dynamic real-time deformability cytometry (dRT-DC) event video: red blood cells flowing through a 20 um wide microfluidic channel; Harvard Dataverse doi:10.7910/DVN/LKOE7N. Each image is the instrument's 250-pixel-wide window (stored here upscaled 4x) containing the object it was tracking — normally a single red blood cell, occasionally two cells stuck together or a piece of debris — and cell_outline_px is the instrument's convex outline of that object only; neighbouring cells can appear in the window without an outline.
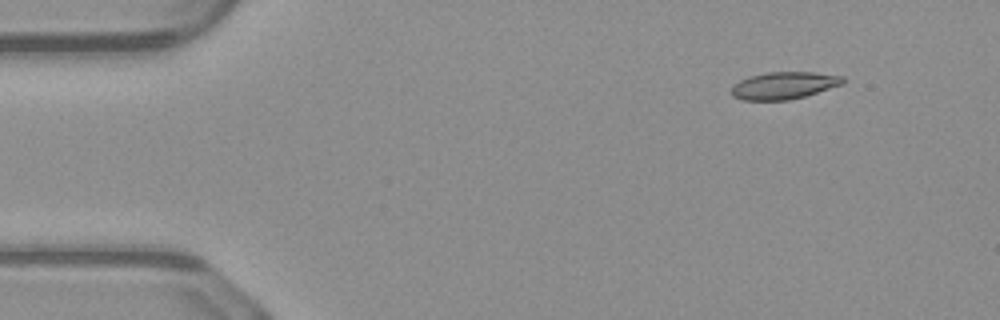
{"species": "common noctule bat (a hibernating species)", "species_latin": "Nyctalus noctula", "temperature_condition": "warm", "stored_images_in_passage": 45, "camera_frame_rate_fps": 3000, "um_per_image_px": 0.085, "animal": {"sex": "male", "body_mass_g": 23.1, "forearm_length_mm": 52.7}, "frame": {"image": 1, "passage_image": 1, "time_ms": 0.0, "image_size_px": [1000, 320], "cell_outline_px": [[844, 84], [804, 96], [788, 100], [740, 100], [732, 96], [732, 84], [748, 76], [768, 72], [816, 72], [844, 76]], "centroid_in_image_um": [66.62, 7.26], "position_along_channel_um": 18.4, "area_um2": 17.8}}
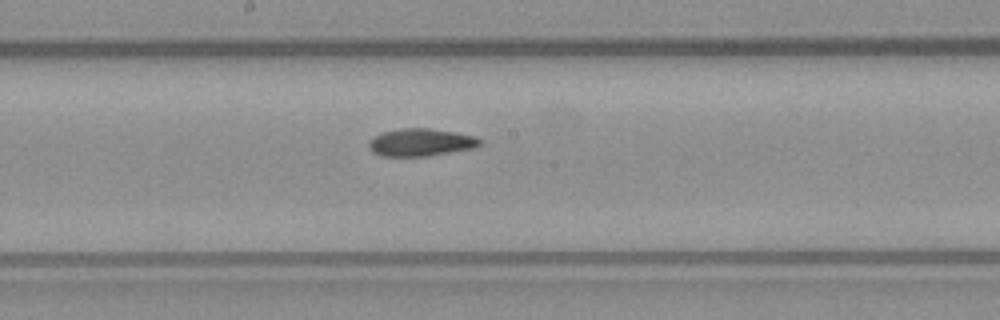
{"frame": {"image": 2, "passage_image": 22, "time_ms": 7.0, "image_size_px": [1000, 320], "cell_outline_px": [[480, 144], [476, 148], [428, 156], [380, 156], [372, 152], [368, 148], [368, 144], [380, 132], [400, 128], [428, 128], [476, 136], [480, 140]], "centroid_in_image_um": [35.75, 12.11], "position_along_channel_um": 212.4, "area_um2": 17.86}}
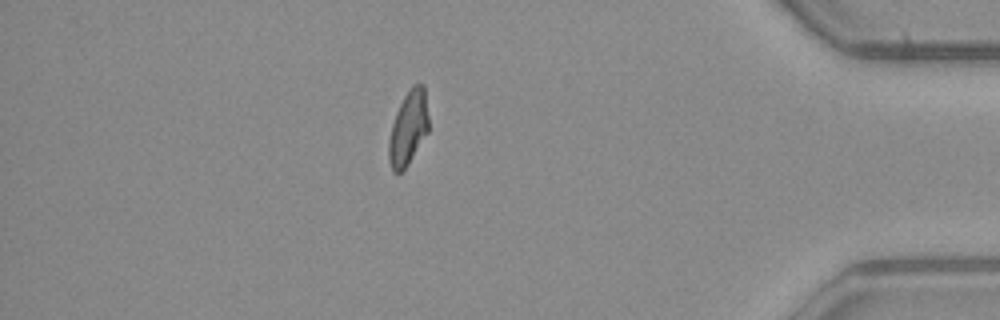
{"frame": {"image": 3, "passage_image": 39, "time_ms": 12.667, "image_size_px": [1000, 320], "cell_outline_px": [[428, 132], [408, 164], [400, 172], [392, 172], [388, 160], [388, 140], [392, 124], [396, 112], [404, 96], [412, 84], [424, 84], [428, 116]], "centroid_in_image_um": [34.69, 10.88], "position_along_channel_um": 400.5, "area_um2": 17.22}, "authors_computed_cell_mechanics": {"area_um2": 17.6868, "velocity_mm_per_s": 4.106, "shape_relaxation_time_tau1_ms": null, "shape_relaxation_time_tau2_ms": 6.7674, "deformation_change_tau1": null, "deformation_change_tau2": 0.1271}}